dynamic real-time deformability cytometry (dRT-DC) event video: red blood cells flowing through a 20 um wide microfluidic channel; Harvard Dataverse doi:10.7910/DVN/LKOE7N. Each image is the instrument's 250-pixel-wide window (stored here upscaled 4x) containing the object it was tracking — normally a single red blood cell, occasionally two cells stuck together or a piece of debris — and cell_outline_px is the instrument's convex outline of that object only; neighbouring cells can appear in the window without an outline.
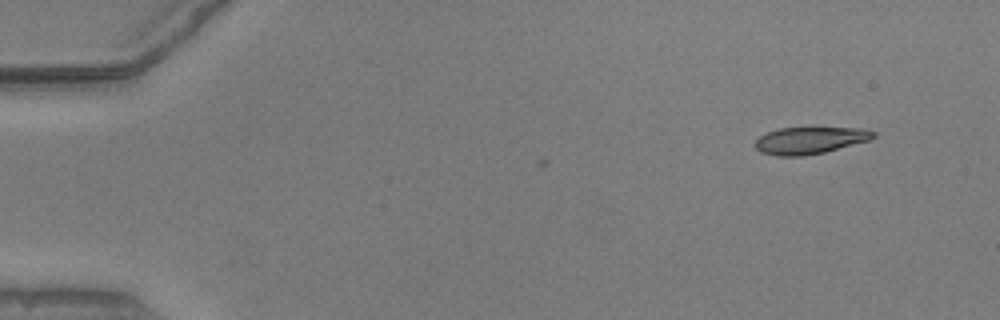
{"species": "common noctule bat (a hibernating species)", "species_latin": "Nyctalus noctula", "temperature_condition": "warm", "stored_images_in_passage": 3, "camera_frame_rate_fps": 3000, "um_per_image_px": 0.085, "animal": {"sex": "male", "body_mass_g": 20.5, "forearm_length_mm": 52.5}, "frame": {"image": 1, "passage_image": 3, "time_ms": 0.667, "image_size_px": [1000, 320], "cell_outline_px": [[876, 136], [872, 140], [824, 152], [804, 156], [776, 156], [760, 152], [752, 144], [760, 136], [768, 132], [780, 128], [812, 124], [864, 128], [876, 132]], "centroid_in_image_um": [68.9, 11.87], "position_along_channel_um": 16.1, "area_um2": 19.94}}